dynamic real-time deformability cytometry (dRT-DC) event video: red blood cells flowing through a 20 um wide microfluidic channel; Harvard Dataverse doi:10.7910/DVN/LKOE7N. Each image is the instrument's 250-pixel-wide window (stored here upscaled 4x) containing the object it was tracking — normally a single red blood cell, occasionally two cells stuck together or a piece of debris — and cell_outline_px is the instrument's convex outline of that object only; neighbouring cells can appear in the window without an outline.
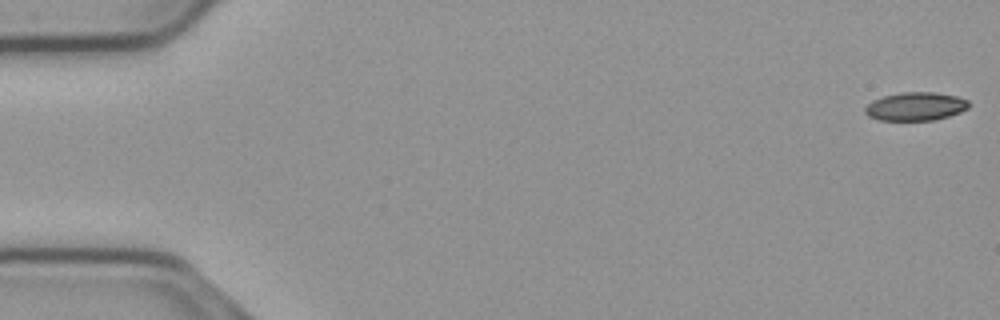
{"species": "common noctule bat (a hibernating species)", "species_latin": "Nyctalus noctula", "temperature_condition": "cold", "stored_images_in_passage": 55, "camera_frame_rate_fps": 3000, "um_per_image_px": 0.085, "animal": {"sex": "male", "body_mass_g": 23.1, "forearm_length_mm": 52.7}, "frame": {"image": 1, "passage_image": 1, "time_ms": 0.0, "image_size_px": [1000, 320], "cell_outline_px": [[968, 108], [960, 112], [948, 116], [932, 120], [880, 120], [868, 116], [864, 112], [864, 108], [872, 100], [884, 96], [900, 92], [936, 92], [956, 96], [968, 100]], "centroid_in_image_um": [77.8, 9.04], "position_along_channel_um": 7.2, "area_um2": 17.11}}
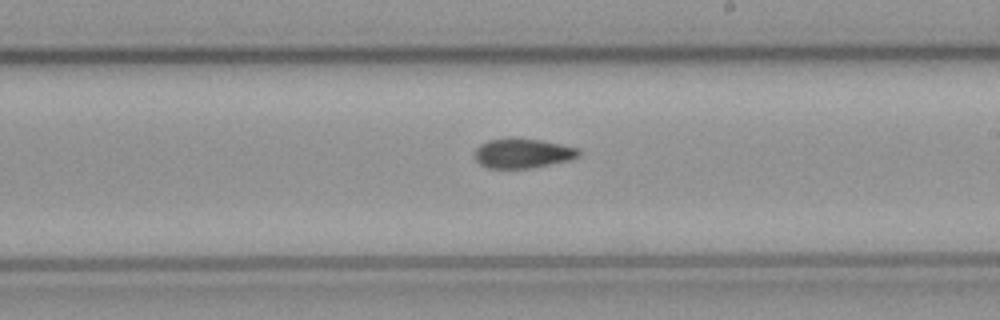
{"frame": {"image": 2, "passage_image": 32, "time_ms": 10.333, "image_size_px": [1000, 320], "cell_outline_px": [[580, 156], [568, 160], [532, 168], [488, 168], [480, 164], [476, 160], [476, 148], [480, 144], [488, 140], [504, 136], [516, 136], [540, 140], [580, 148]], "centroid_in_image_um": [44.41, 12.99], "position_along_channel_um": 244.6, "area_um2": 18.32}}
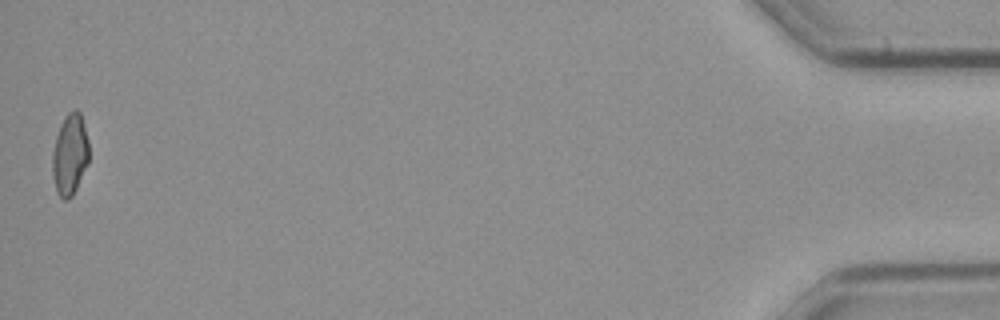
{"frame": {"image": 3, "passage_image": 55, "time_ms": 18.0, "image_size_px": [1000, 320], "cell_outline_px": [[88, 164], [72, 196], [68, 200], [64, 200], [56, 192], [52, 176], [52, 152], [56, 136], [60, 124], [64, 116], [68, 112], [76, 108], [80, 112], [84, 124], [88, 140]], "centroid_in_image_um": [5.92, 13.12], "position_along_channel_um": 429.3, "area_um2": 17.51}}